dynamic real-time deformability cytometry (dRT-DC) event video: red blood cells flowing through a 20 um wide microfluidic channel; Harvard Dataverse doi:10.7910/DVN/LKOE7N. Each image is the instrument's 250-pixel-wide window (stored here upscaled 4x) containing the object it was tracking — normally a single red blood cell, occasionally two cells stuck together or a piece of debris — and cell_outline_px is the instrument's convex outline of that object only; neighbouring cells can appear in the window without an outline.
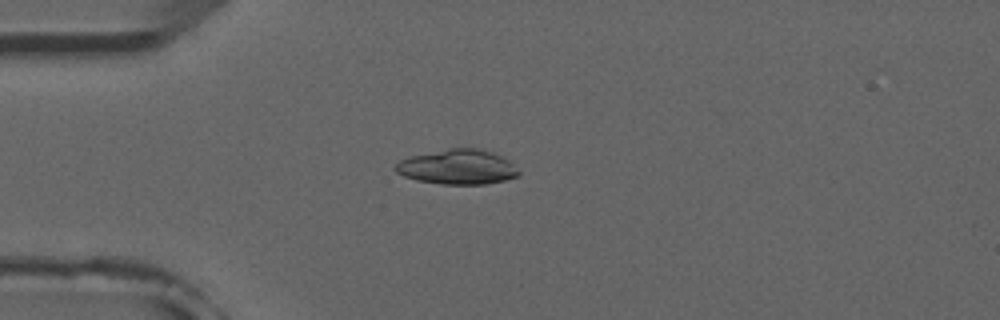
{"species": "common noctule bat (a hibernating species)", "species_latin": "Nyctalus noctula", "temperature_condition": "room temperature", "stored_images_in_passage": 4, "camera_frame_rate_fps": 3000, "um_per_image_px": 0.085, "animal": {"sex": "male", "forearm_length_mm": 52.5}, "frame": {"image": 1, "passage_image": 4, "time_ms": 3.333, "image_size_px": [1000, 320], "cell_outline_px": [[520, 176], [504, 180], [484, 184], [440, 184], [416, 180], [404, 176], [396, 172], [392, 168], [400, 160], [412, 156], [452, 148], [476, 148], [492, 152], [508, 160], [520, 172]], "centroid_in_image_um": [38.88, 14.2], "position_along_channel_um": 46.1, "area_um2": 24.8}}